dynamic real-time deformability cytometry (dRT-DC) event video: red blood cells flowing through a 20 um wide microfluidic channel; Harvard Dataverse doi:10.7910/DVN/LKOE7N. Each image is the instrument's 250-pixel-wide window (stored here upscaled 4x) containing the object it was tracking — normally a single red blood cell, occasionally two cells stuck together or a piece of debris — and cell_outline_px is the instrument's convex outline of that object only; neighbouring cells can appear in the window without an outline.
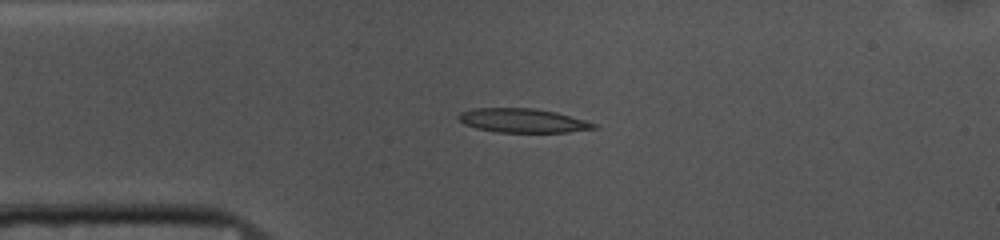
{"species": "common noctule bat (a hibernating species)", "species_latin": "Nyctalus noctula", "temperature_condition": "cold", "stored_images_in_passage": 51, "camera_frame_rate_fps": 3000, "um_per_image_px": 0.085, "animal": {"sex": "female", "body_mass_g": 10.0, "forearm_length_mm": 53.1}, "frame": {"image": 1, "passage_image": 10, "time_ms": 3.0, "image_size_px": [1000, 240], "cell_outline_px": [[600, 128], [568, 132], [496, 132], [476, 128], [464, 124], [456, 116], [460, 112], [476, 108], [532, 108], [556, 112], [588, 120], [596, 124]], "centroid_in_image_um": [44.47, 10.25], "position_along_channel_um": 40.5, "area_um2": 19.07}}
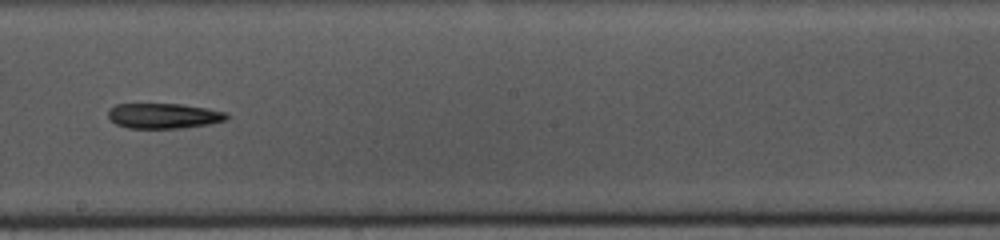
{"frame": {"image": 2, "passage_image": 27, "time_ms": 8.667, "image_size_px": [1000, 240], "cell_outline_px": [[228, 120], [208, 124], [180, 128], [128, 128], [116, 124], [108, 116], [108, 108], [116, 104], [180, 104], [208, 108], [228, 112]], "centroid_in_image_um": [13.93, 9.84], "position_along_channel_um": 234.3, "area_um2": 17.51}}
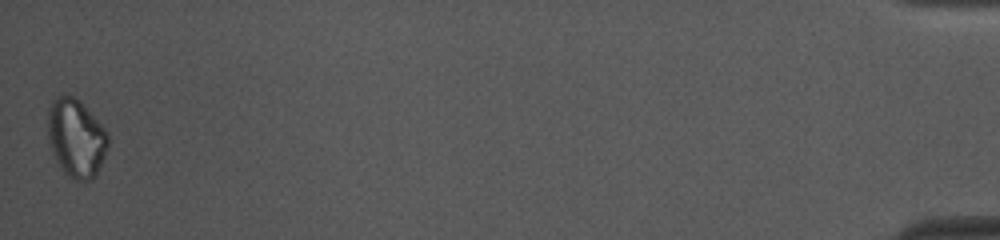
{"frame": {"image": 3, "passage_image": 51, "time_ms": 16.667, "image_size_px": [1000, 240], "cell_outline_px": [[108, 144], [104, 156], [96, 176], [92, 180], [76, 180], [68, 176], [60, 168], [52, 152], [48, 136], [48, 108], [52, 100], [60, 96], [72, 96], [80, 100], [108, 132]], "centroid_in_image_um": [6.47, 11.74], "position_along_channel_um": 428.7, "area_um2": 27.4}, "authors_computed_cell_mechanics": {"area_um2": 19.0162, "velocity_mm_per_s": 3.6993, "shape_relaxation_time_tau1_ms": 8.6612, "shape_relaxation_time_tau2_ms": null, "deformation_change_tau1": 0.2074, "deformation_change_tau2": null}}